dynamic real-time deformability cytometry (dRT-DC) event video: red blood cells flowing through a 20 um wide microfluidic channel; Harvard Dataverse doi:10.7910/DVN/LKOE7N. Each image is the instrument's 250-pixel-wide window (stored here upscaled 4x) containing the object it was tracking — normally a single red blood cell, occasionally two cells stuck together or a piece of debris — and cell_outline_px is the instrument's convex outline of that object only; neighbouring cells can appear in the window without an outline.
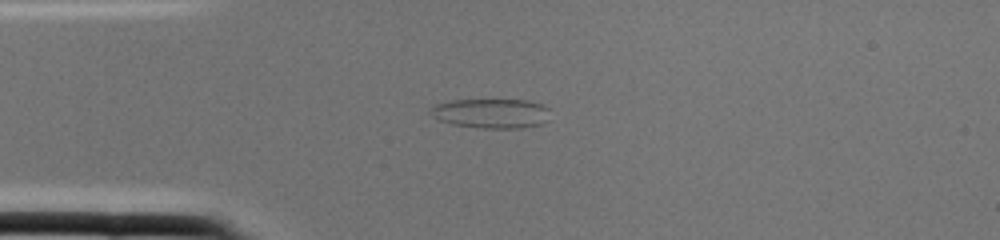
{"species": "common noctule bat (a hibernating species)", "species_latin": "Nyctalus noctula", "temperature_condition": "cold", "stored_images_in_passage": 2, "camera_frame_rate_fps": 3000, "um_per_image_px": 0.085, "animal": {"sex": "female", "body_mass_g": 22.0, "forearm_length_mm": 56.7}, "frame": {"image": 1, "passage_image": 1, "time_ms": 0.0, "image_size_px": [1000, 240], "cell_outline_px": [[548, 120], [540, 124], [520, 128], [484, 128], [452, 124], [440, 120], [432, 116], [428, 112], [436, 104], [452, 100], [528, 100], [540, 104], [548, 108]], "centroid_in_image_um": [41.75, 9.63], "position_along_channel_um": 43.3, "area_um2": 20.46}}